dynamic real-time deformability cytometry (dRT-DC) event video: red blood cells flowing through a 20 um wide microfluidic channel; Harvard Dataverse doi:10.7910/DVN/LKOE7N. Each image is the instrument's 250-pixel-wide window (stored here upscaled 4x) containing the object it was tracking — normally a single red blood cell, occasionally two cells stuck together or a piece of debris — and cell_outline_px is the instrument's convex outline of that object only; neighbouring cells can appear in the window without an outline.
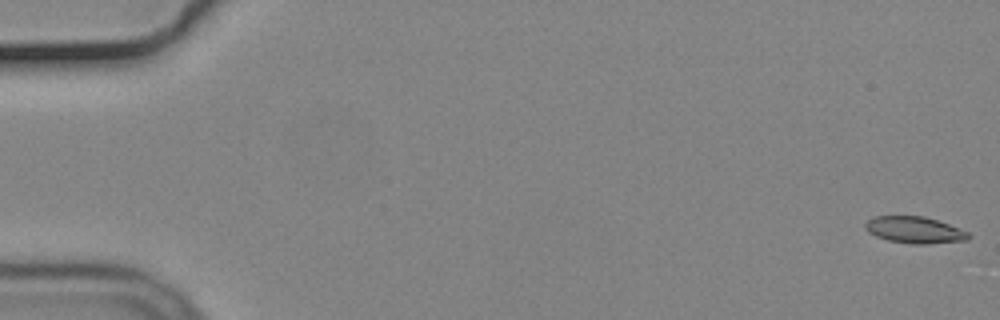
{"species": "common noctule bat (a hibernating species)", "species_latin": "Nyctalus noctula", "temperature_condition": "cold", "stored_images_in_passage": 53, "camera_frame_rate_fps": 3000, "um_per_image_px": 0.085, "animal": {"sex": "male", "body_mass_g": 19.2, "forearm_length_mm": 51.8}, "frame": {"image": 1, "passage_image": 1, "time_ms": 0.0, "image_size_px": [1000, 320], "cell_outline_px": [[972, 236], [968, 240], [924, 244], [912, 244], [888, 240], [876, 236], [868, 232], [864, 228], [864, 224], [872, 216], [924, 216], [948, 224], [968, 232]], "centroid_in_image_um": [77.72, 19.54], "position_along_channel_um": 7.3, "area_um2": 16.01}}
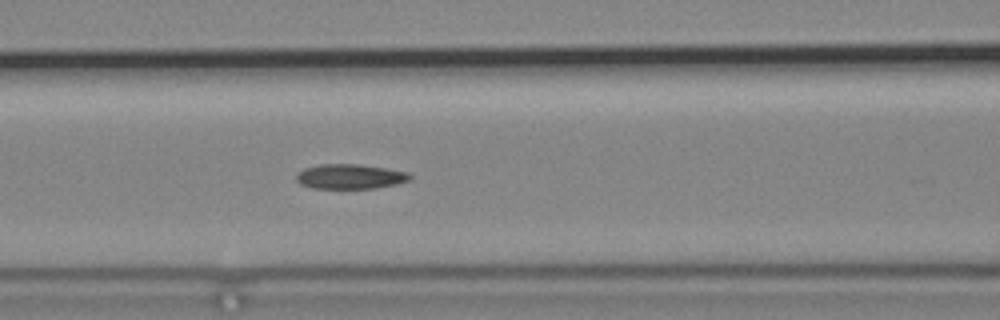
{"frame": {"image": 2, "passage_image": 24, "time_ms": 7.667, "image_size_px": [1000, 320], "cell_outline_px": [[412, 180], [396, 184], [376, 188], [312, 188], [300, 184], [296, 180], [296, 172], [304, 168], [320, 164], [356, 164], [388, 168], [408, 172], [412, 176]], "centroid_in_image_um": [29.76, 15.0], "position_along_channel_um": 136.8, "area_um2": 16.59}}
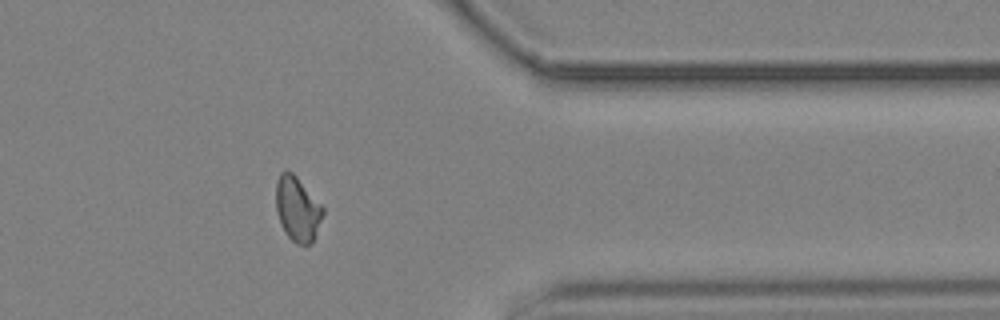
{"frame": {"image": 3, "passage_image": 44, "time_ms": 14.333, "image_size_px": [1000, 320], "cell_outline_px": [[324, 212], [312, 240], [308, 244], [296, 244], [284, 232], [280, 224], [276, 212], [276, 180], [280, 172], [292, 172], [296, 176], [324, 208]], "centroid_in_image_um": [25.24, 17.75], "position_along_channel_um": 386.2, "area_um2": 17.4}, "authors_computed_cell_mechanics": {"area_um2": 16.5886, "velocity_mm_per_s": 3.6988, "shape_relaxation_time_tau1_ms": null, "shape_relaxation_time_tau2_ms": 5.2775, "deformation_change_tau1": null, "deformation_change_tau2": 0.124}}